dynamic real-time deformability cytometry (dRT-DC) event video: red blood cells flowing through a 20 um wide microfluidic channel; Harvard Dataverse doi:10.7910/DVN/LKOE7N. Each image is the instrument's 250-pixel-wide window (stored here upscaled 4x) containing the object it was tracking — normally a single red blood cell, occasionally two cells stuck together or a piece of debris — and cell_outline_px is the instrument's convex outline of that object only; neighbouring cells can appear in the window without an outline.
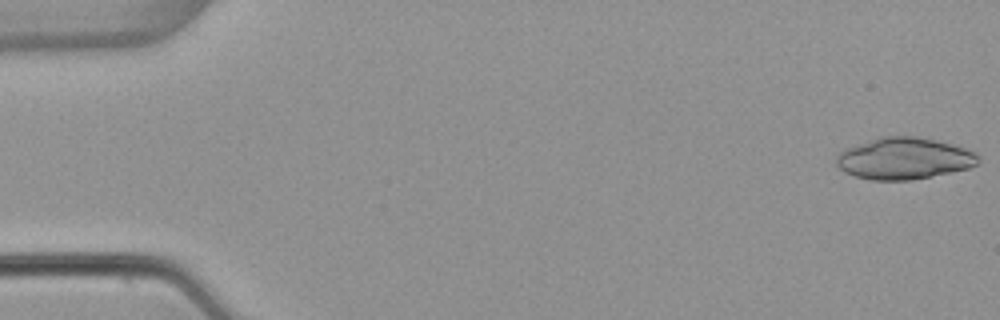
{"species": "common noctule bat (a hibernating species)", "species_latin": "Nyctalus noctula", "temperature_condition": "warm", "stored_images_in_passage": 52, "camera_frame_rate_fps": 3000, "um_per_image_px": 0.085, "animal": {"sex": "female", "body_mass_g": 22.7, "forearm_length_mm": 54.2}, "frame": {"image": 1, "passage_image": 1, "time_ms": 0.0, "image_size_px": [1000, 320], "cell_outline_px": [[980, 160], [976, 164], [968, 168], [912, 180], [868, 180], [844, 172], [836, 164], [836, 156], [840, 152], [848, 148], [880, 136], [916, 136], [936, 140], [964, 148], [976, 152]], "centroid_in_image_um": [76.83, 13.47], "position_along_channel_um": 8.2, "area_um2": 34.22}}